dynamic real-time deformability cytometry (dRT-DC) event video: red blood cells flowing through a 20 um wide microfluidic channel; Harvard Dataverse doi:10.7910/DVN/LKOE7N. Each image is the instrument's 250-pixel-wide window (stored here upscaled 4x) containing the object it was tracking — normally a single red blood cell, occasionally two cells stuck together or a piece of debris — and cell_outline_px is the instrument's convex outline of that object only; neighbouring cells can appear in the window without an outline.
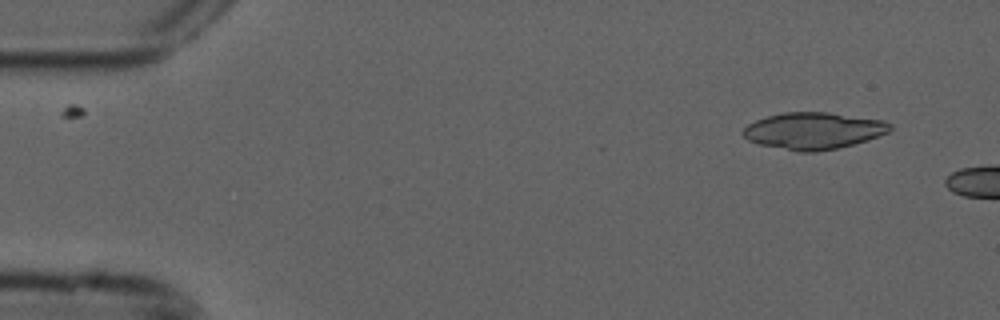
{"species": "common noctule bat (a hibernating species)", "species_latin": "Nyctalus noctula", "temperature_condition": "cold", "stored_images_in_passage": 2, "camera_frame_rate_fps": 3000, "um_per_image_px": 0.085, "animal": {"sex": "male", "forearm_length_mm": 52.5}, "frame": {"image": 1, "passage_image": 1, "time_ms": 0.0, "image_size_px": [1000, 320], "cell_outline_px": [[892, 128], [888, 132], [868, 140], [836, 148], [816, 152], [800, 152], [760, 144], [748, 140], [740, 132], [748, 124], [756, 120], [768, 116], [784, 112], [828, 112], [884, 120], [892, 124]], "centroid_in_image_um": [69.15, 11.11], "position_along_channel_um": 15.8, "area_um2": 31.44}}